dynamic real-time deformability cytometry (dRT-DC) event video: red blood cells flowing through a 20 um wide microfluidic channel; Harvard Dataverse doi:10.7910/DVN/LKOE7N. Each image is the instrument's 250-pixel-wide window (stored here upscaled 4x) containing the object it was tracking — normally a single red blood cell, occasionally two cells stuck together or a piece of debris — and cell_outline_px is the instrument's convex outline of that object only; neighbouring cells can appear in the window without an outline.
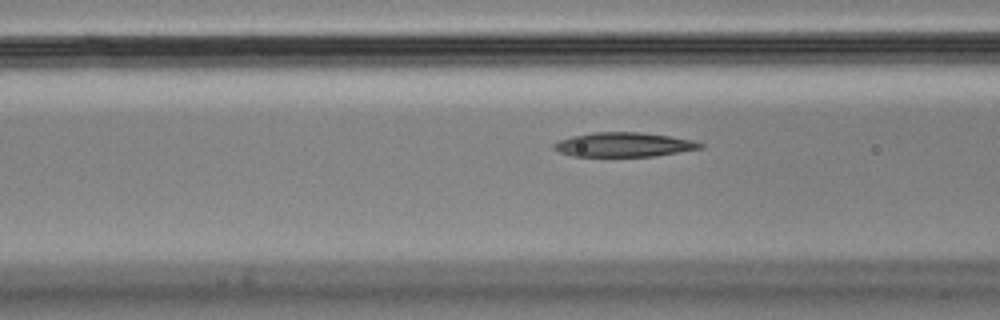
{"species": "Egyptian fruit bat (a non-hibernating species)", "species_latin": "Rousettus aegyptiacus", "temperature_condition": "cold", "stored_images_in_passage": 13, "camera_frame_rate_fps": 3000, "um_per_image_px": 0.085, "animal": {"sex": "male"}, "frame": {"image": 1, "passage_image": 3, "time_ms": 0.667, "image_size_px": [1000, 320], "cell_outline_px": [[704, 148], [656, 156], [572, 156], [560, 152], [552, 148], [552, 144], [560, 140], [572, 136], [592, 132], [640, 132], [668, 136], [692, 140], [704, 144]], "centroid_in_image_um": [53.02, 12.29], "position_along_channel_um": 113.6, "area_um2": 20.75}}